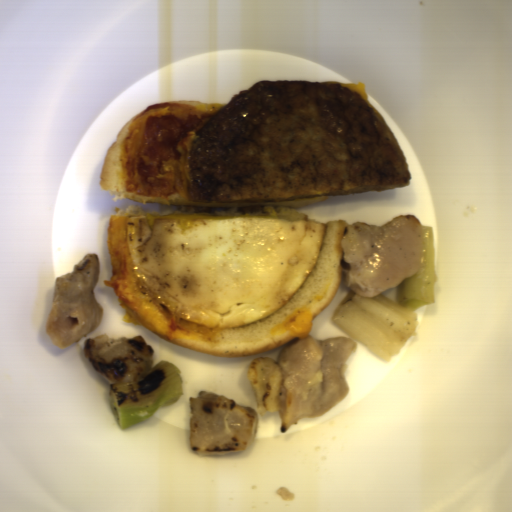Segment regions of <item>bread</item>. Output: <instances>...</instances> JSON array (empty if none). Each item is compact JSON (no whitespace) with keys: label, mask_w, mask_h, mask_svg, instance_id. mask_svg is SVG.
<instances>
[{"label":"bread","mask_w":512,"mask_h":512,"mask_svg":"<svg viewBox=\"0 0 512 512\" xmlns=\"http://www.w3.org/2000/svg\"><path fill=\"white\" fill-rule=\"evenodd\" d=\"M168 103H176V104H184V105H191L193 107H196L198 109H201L205 112H207L210 115H214L219 109H221L224 105L204 102V101H169Z\"/></svg>","instance_id":"bread-2"},{"label":"bread","mask_w":512,"mask_h":512,"mask_svg":"<svg viewBox=\"0 0 512 512\" xmlns=\"http://www.w3.org/2000/svg\"><path fill=\"white\" fill-rule=\"evenodd\" d=\"M140 113L121 125L105 155L100 177L103 190L131 203L127 209L116 211L106 227L110 286L124 322L185 350L215 356L283 349L293 339L310 336L315 319L343 285L342 267L350 270L341 244L348 227L345 221L334 220L324 226L318 251L304 280L280 309L251 325L217 328L180 320L142 290L130 264L125 231L129 219L182 214L285 215L308 219L299 208L313 207L328 195L262 203H217L195 201L179 194L156 198L127 192L121 153Z\"/></svg>","instance_id":"bread-1"},{"label":"bread","mask_w":512,"mask_h":512,"mask_svg":"<svg viewBox=\"0 0 512 512\" xmlns=\"http://www.w3.org/2000/svg\"><path fill=\"white\" fill-rule=\"evenodd\" d=\"M363 97L367 102L369 99L367 85L362 83H342Z\"/></svg>","instance_id":"bread-3"}]
</instances>
